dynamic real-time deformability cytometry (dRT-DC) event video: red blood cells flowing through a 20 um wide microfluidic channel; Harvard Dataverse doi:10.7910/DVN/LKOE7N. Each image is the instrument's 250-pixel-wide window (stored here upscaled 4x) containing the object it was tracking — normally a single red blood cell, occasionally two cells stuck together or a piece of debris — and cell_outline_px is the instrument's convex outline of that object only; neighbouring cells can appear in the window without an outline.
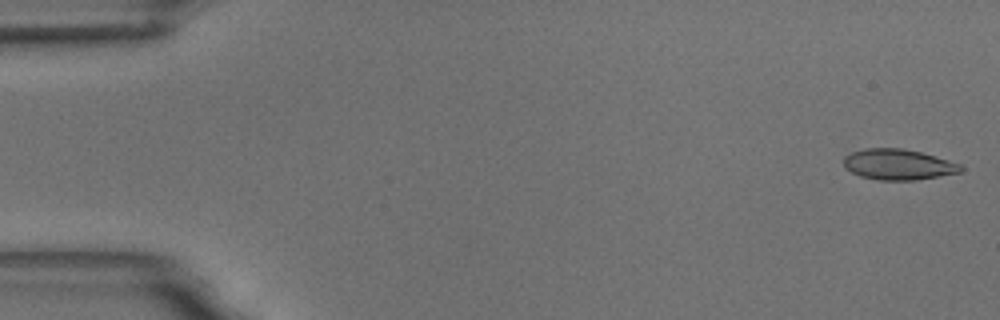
{"species": "common noctule bat (a hibernating species)", "species_latin": "Nyctalus noctula", "temperature_condition": "room temperature", "stored_images_in_passage": 56, "camera_frame_rate_fps": 3000, "um_per_image_px": 0.085, "animal": {"sex": "male", "body_mass_g": 18.8}, "frame": {"image": 1, "passage_image": 2, "time_ms": 0.333, "image_size_px": [1000, 320], "cell_outline_px": [[964, 168], [960, 172], [916, 180], [880, 180], [860, 176], [844, 168], [844, 156], [852, 152], [864, 148], [904, 148], [920, 152], [948, 160], [960, 164]], "centroid_in_image_um": [76.32, 13.98], "position_along_channel_um": 8.7, "area_um2": 20.87}}
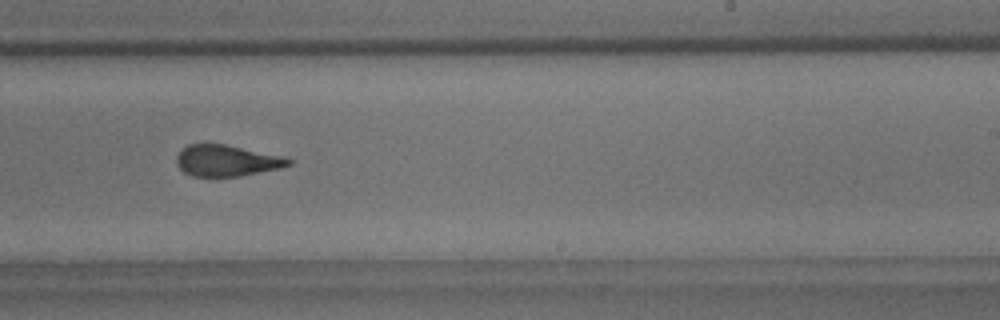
{"frame": {"image": 2, "passage_image": 35, "time_ms": 11.333, "image_size_px": [1000, 320], "cell_outline_px": [[292, 164], [280, 168], [240, 176], [192, 176], [184, 172], [176, 164], [176, 156], [188, 144], [224, 144], [280, 156], [292, 160]], "centroid_in_image_um": [19.24, 13.66], "position_along_channel_um": 269.8, "area_um2": 20.06}}
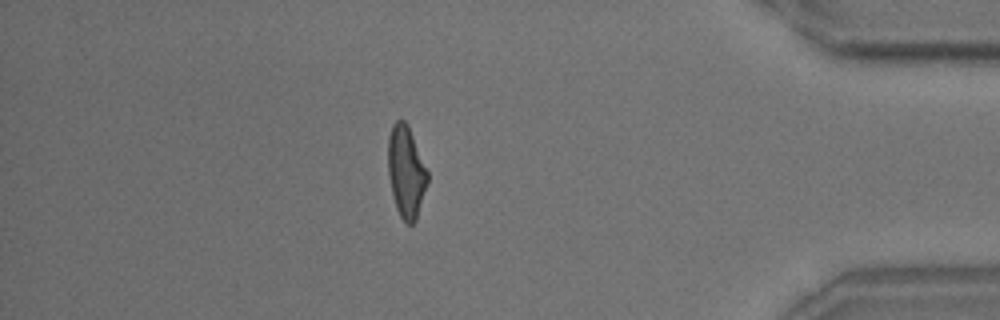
{"frame": {"image": 3, "passage_image": 49, "time_ms": 16.0, "image_size_px": [1000, 320], "cell_outline_px": [[428, 180], [416, 220], [412, 224], [408, 224], [400, 216], [396, 208], [388, 176], [388, 136], [392, 124], [396, 120], [404, 120], [408, 124], [428, 172]], "centroid_in_image_um": [34.51, 14.57], "position_along_channel_um": 400.7, "area_um2": 21.04}, "authors_computed_cell_mechanics": {"area_um2": 21.4438, "velocity_mm_per_s": 3.6363, "shape_relaxation_time_tau1_ms": 9.1409, "shape_relaxation_time_tau2_ms": 1.7571, "deformation_change_tau1": 0.2419, "deformation_change_tau2": 0.0994}}